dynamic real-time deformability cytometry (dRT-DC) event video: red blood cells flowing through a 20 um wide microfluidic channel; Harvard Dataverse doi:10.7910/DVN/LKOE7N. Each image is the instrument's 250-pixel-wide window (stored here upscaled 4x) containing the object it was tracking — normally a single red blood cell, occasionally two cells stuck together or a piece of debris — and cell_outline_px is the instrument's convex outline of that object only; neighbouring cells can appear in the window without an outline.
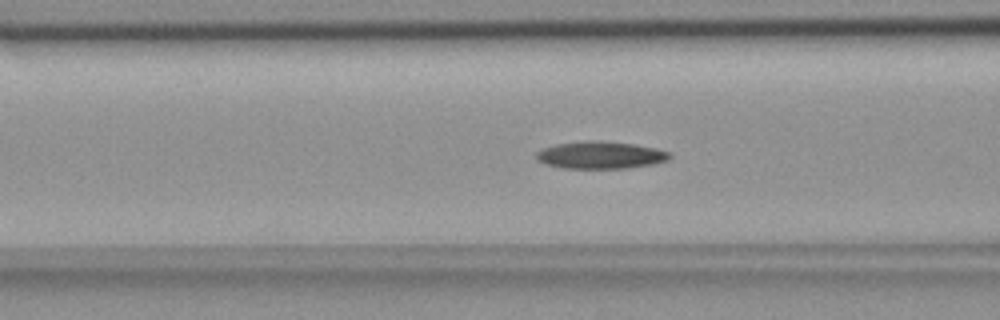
{"species": "common noctule bat (a hibernating species)", "species_latin": "Nyctalus noctula", "temperature_condition": "room temperature", "stored_images_in_passage": 57, "camera_frame_rate_fps": 3000, "um_per_image_px": 0.085, "animal": {"sex": "female", "body_mass_g": 18.4}, "frame": {"image": 1, "passage_image": 22, "time_ms": 7.0, "image_size_px": [1000, 320], "cell_outline_px": [[672, 156], [668, 160], [652, 164], [628, 168], [564, 168], [548, 164], [536, 160], [536, 152], [544, 148], [556, 144], [592, 140], [632, 144], [656, 148], [668, 152]], "centroid_in_image_um": [51.04, 13.19], "position_along_channel_um": 115.6, "area_um2": 20.92}}
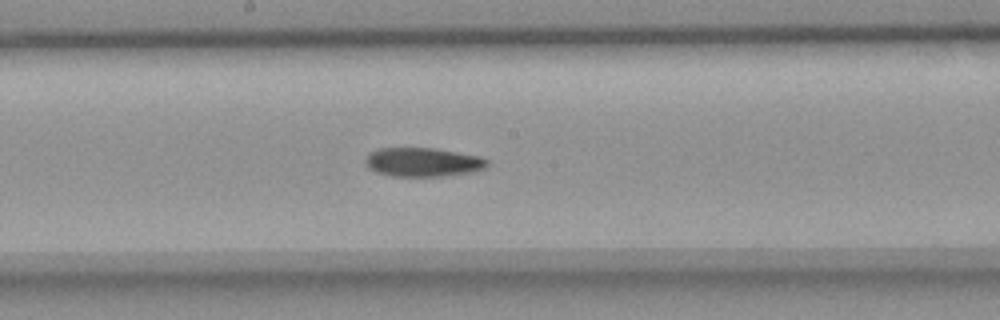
{"frame": {"image": 2, "passage_image": 30, "time_ms": 9.667, "image_size_px": [1000, 320], "cell_outline_px": [[488, 164], [484, 168], [472, 172], [440, 176], [392, 176], [376, 172], [368, 168], [364, 164], [364, 160], [368, 152], [376, 148], [436, 148], [480, 156], [488, 160]], "centroid_in_image_um": [35.89, 13.77], "position_along_channel_um": 212.3, "area_um2": 20.75}}
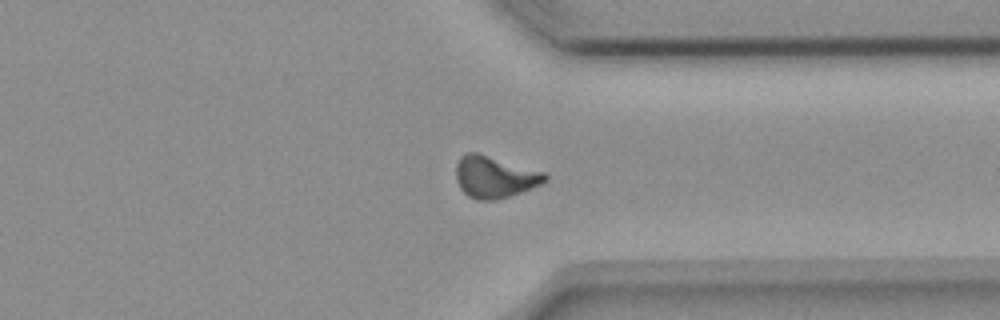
{"frame": {"image": 3, "passage_image": 43, "time_ms": 14.0, "image_size_px": [1000, 320], "cell_outline_px": [[548, 180], [540, 184], [520, 192], [496, 200], [476, 200], [468, 196], [460, 188], [456, 180], [456, 164], [460, 156], [468, 152], [476, 152], [544, 172], [548, 176]], "centroid_in_image_um": [42.01, 15.04], "position_along_channel_um": 369.4, "area_um2": 21.5}, "authors_computed_cell_mechanics": {"area_um2": 20.6346, "velocity_mm_per_s": 3.6407, "shape_relaxation_time_tau1_ms": null, "shape_relaxation_time_tau2_ms": 5.9251, "deformation_change_tau1": null, "deformation_change_tau2": 0.1339}}